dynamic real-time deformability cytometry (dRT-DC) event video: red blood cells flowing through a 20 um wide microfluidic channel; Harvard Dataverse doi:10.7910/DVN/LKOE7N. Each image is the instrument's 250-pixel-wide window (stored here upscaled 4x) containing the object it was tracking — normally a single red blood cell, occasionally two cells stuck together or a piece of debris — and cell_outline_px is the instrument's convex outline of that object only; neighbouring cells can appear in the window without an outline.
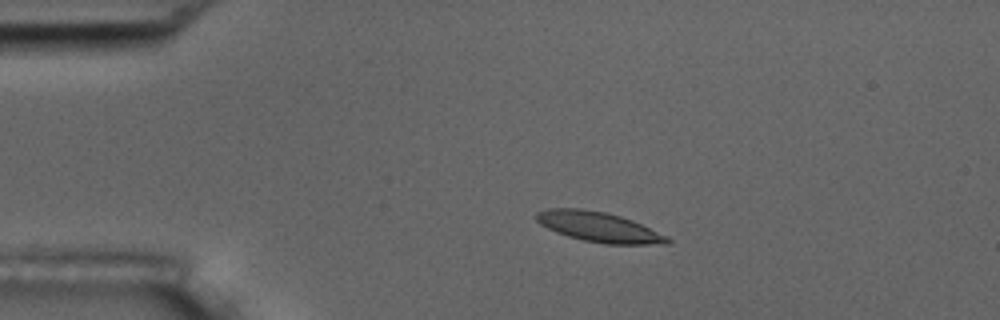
{"species": "common noctule bat (a hibernating species)", "species_latin": "Nyctalus noctula", "temperature_condition": "room temperature", "stored_images_in_passage": 5, "camera_frame_rate_fps": 3000, "um_per_image_px": 0.085, "animal": {"sex": "male", "body_mass_g": 17.5, "forearm_length_mm": 52.3}, "frame": {"image": 1, "passage_image": 3, "time_ms": 3.0, "image_size_px": [1000, 320], "cell_outline_px": [[672, 240], [668, 244], [604, 244], [584, 240], [568, 236], [556, 232], [540, 224], [536, 220], [536, 212], [548, 208], [580, 208], [604, 212], [620, 216], [632, 220], [668, 236]], "centroid_in_image_um": [50.9, 19.29], "position_along_channel_um": 34.1, "area_um2": 22.83}}
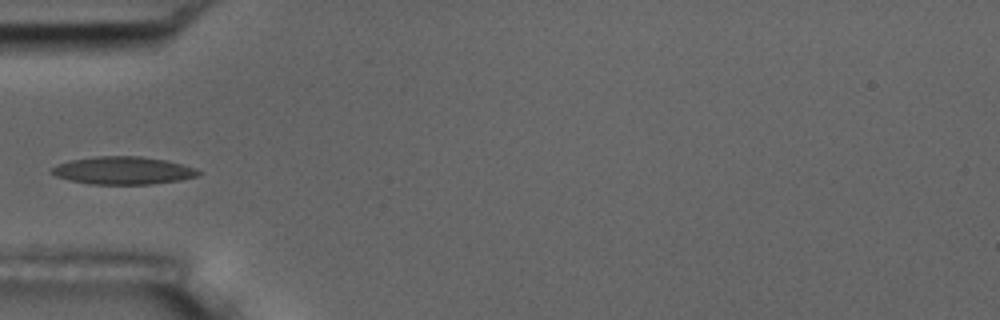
{"frame": {"image": 2, "passage_image": 5, "time_ms": 5.333, "image_size_px": [1000, 320], "cell_outline_px": [[200, 176], [180, 180], [152, 184], [92, 184], [68, 180], [56, 176], [48, 172], [56, 164], [68, 160], [96, 156], [140, 156], [168, 160], [196, 168], [200, 172]], "centroid_in_image_um": [10.45, 14.49], "position_along_channel_um": 74.6, "area_um2": 23.99}}